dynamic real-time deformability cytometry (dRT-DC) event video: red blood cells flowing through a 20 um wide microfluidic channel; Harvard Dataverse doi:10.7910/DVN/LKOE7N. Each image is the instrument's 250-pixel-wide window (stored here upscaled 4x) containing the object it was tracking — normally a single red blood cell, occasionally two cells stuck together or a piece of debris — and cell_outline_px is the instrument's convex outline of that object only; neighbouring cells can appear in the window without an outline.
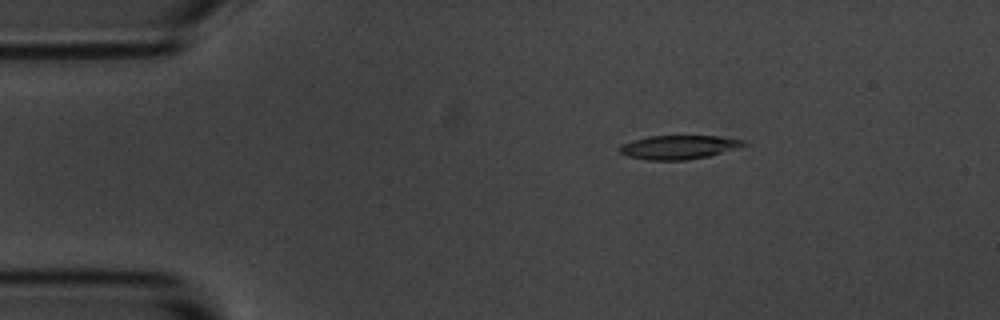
{"species": "common noctule bat (a hibernating species)", "species_latin": "Nyctalus noctula", "temperature_condition": "room temperature", "stored_images_in_passage": 46, "camera_frame_rate_fps": 3000, "um_per_image_px": 0.085, "animal": {"sex": "male", "body_mass_g": 20.1, "forearm_length_mm": 53.5}, "frame": {"image": 1, "passage_image": 1, "time_ms": 0.0, "image_size_px": [1000, 320], "cell_outline_px": [[748, 144], [708, 156], [684, 160], [648, 160], [628, 156], [620, 152], [620, 144], [632, 140], [648, 136], [720, 136], [744, 140]], "centroid_in_image_um": [57.66, 12.5], "position_along_channel_um": 27.3, "area_um2": 17.05}}
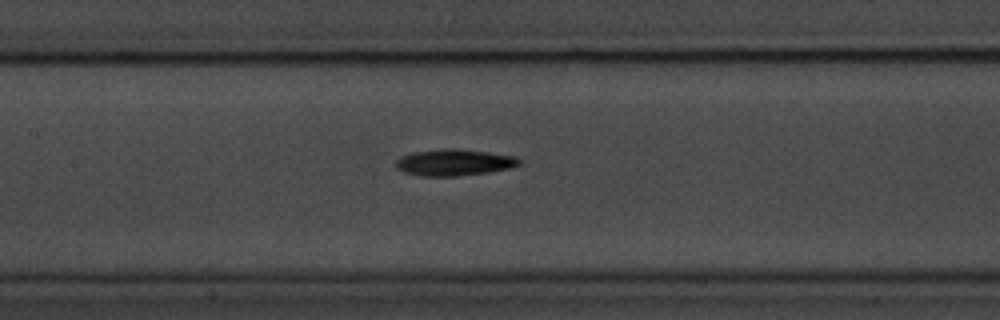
{"frame": {"image": 2, "passage_image": 17, "time_ms": 5.333, "image_size_px": [1000, 320], "cell_outline_px": [[520, 164], [512, 168], [488, 172], [456, 176], [420, 176], [404, 172], [396, 168], [396, 160], [400, 156], [416, 152], [444, 148], [456, 148], [488, 152], [512, 156], [520, 160]], "centroid_in_image_um": [38.58, 13.81], "position_along_channel_um": 168.8, "area_um2": 18.96}}
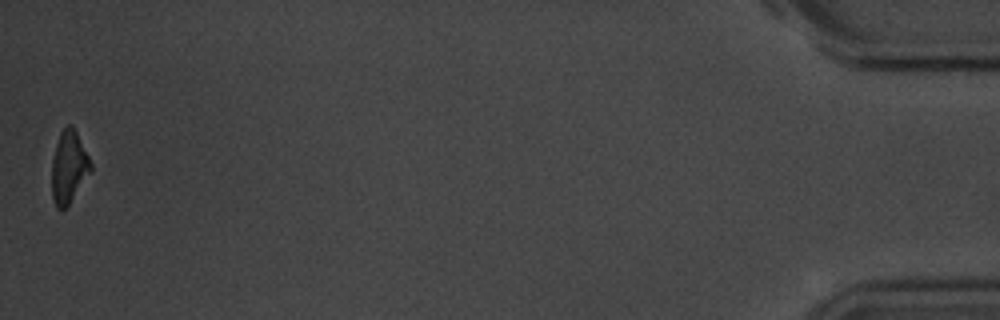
{"frame": {"image": 3, "passage_image": 46, "time_ms": 15.0, "image_size_px": [1000, 320], "cell_outline_px": [[92, 172], [68, 204], [64, 208], [56, 208], [52, 200], [52, 160], [56, 144], [60, 132], [68, 124], [72, 124], [92, 164]], "centroid_in_image_um": [5.85, 14.2], "position_along_channel_um": 429.4, "area_um2": 16.3}, "authors_computed_cell_mechanics": {"area_um2": 17.8891, "velocity_mm_per_s": 3.6883, "shape_relaxation_time_tau1_ms": 2.7955, "shape_relaxation_time_tau2_ms": null, "deformation_change_tau1": 0.1074, "deformation_change_tau2": null}}